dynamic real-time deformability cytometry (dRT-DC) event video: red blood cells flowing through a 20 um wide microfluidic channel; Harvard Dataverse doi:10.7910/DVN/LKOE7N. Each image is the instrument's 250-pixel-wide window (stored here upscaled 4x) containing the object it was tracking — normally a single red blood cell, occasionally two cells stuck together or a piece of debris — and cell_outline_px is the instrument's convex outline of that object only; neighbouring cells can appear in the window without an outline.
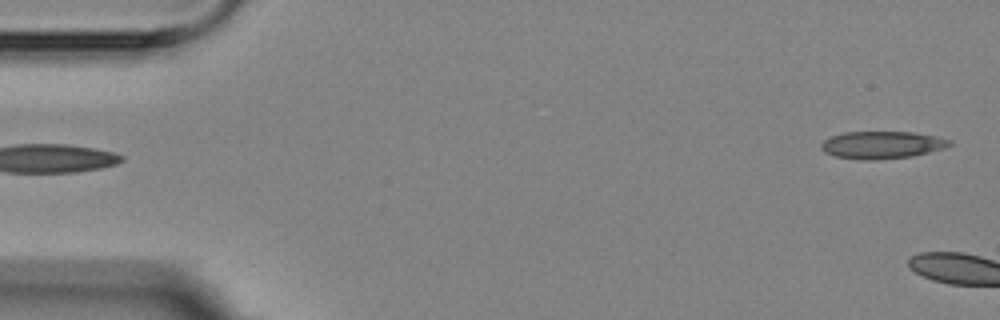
{"species": "Egyptian fruit bat (a non-hibernating species)", "species_latin": "Rousettus aegyptiacus", "temperature_condition": "room temperature", "stored_images_in_passage": 2, "segment_of_instrument_passage": [2, 2], "camera_frame_rate_fps": 3000, "um_per_image_px": 0.085, "animal": {"sex": "female"}, "frame": {"image": 1, "passage_image": 2, "time_ms": 1.0, "image_size_px": [1000, 320], "cell_outline_px": [[952, 144], [944, 148], [912, 156], [872, 160], [860, 160], [836, 156], [824, 152], [820, 148], [820, 144], [824, 140], [832, 136], [844, 132], [912, 132], [936, 136], [952, 140]], "centroid_in_image_um": [74.95, 12.31], "position_along_channel_um": 10.0, "area_um2": 20.46}}